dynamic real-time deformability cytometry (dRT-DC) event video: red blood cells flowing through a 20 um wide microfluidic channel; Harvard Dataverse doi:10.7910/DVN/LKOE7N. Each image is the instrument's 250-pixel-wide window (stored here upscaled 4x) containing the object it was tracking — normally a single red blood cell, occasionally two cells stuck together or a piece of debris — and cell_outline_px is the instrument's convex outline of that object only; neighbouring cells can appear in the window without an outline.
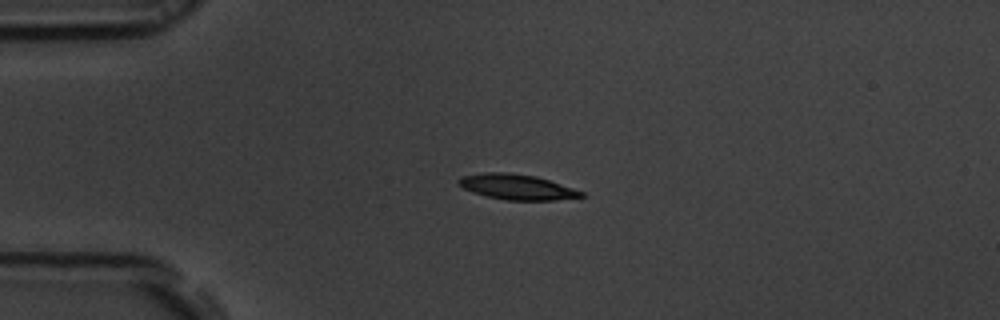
{"species": "common noctule bat (a hibernating species)", "species_latin": "Nyctalus noctula", "temperature_condition": "room temperature", "stored_images_in_passage": 2, "camera_frame_rate_fps": 3000, "um_per_image_px": 0.085, "animal": {"sex": "male", "body_mass_g": 19.5, "forearm_length_mm": 54.6}, "frame": {"image": 1, "passage_image": 1, "time_ms": 0.0, "image_size_px": [1000, 320], "cell_outline_px": [[584, 196], [556, 200], [504, 200], [472, 192], [456, 184], [456, 180], [460, 176], [484, 172], [508, 172], [536, 176], [584, 192]], "centroid_in_image_um": [43.87, 15.88], "position_along_channel_um": 41.1, "area_um2": 18.09}}